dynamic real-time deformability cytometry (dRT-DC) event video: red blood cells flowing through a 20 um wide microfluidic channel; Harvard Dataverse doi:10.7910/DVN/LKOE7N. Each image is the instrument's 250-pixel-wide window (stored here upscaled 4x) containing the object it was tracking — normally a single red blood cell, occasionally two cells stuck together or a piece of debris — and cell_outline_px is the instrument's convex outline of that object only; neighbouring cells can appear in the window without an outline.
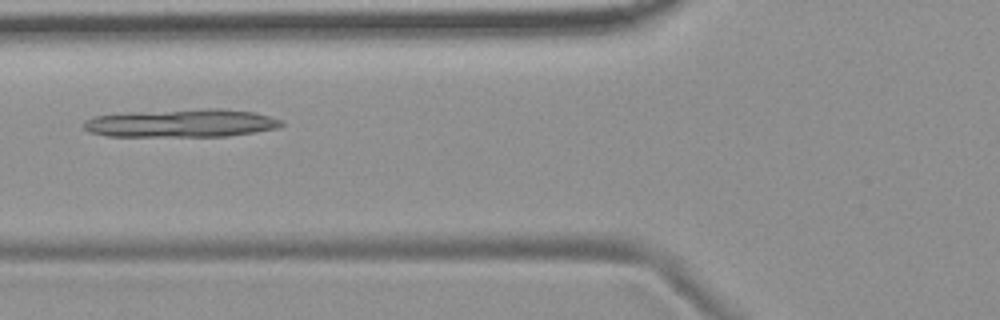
{"species": "common noctule bat (a hibernating species)", "species_latin": "Nyctalus noctula", "temperature_condition": "room temperature", "stored_images_in_passage": 5, "camera_frame_rate_fps": 3000, "um_per_image_px": 0.085, "animal": {"sex": "female", "body_mass_g": 19.9}, "frame": {"image": 1, "passage_image": 3, "time_ms": 2.333, "image_size_px": [1000, 320], "cell_outline_px": [[284, 124], [280, 128], [256, 132], [228, 136], [104, 136], [88, 132], [84, 128], [84, 120], [96, 116], [128, 112], [204, 108], [224, 108], [256, 112], [284, 120]], "centroid_in_image_um": [15.49, 10.46], "position_along_channel_um": 110.3, "area_um2": 32.89}}
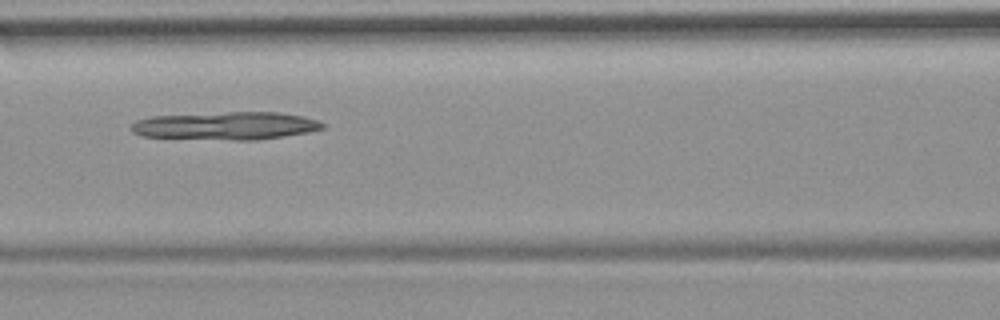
{"frame": {"image": 2, "passage_image": 4, "time_ms": 3.333, "image_size_px": [1000, 320], "cell_outline_px": [[324, 128], [308, 132], [256, 140], [236, 140], [140, 136], [132, 132], [132, 124], [136, 120], [152, 116], [228, 112], [276, 112], [304, 116], [320, 120], [324, 124]], "centroid_in_image_um": [19.22, 10.68], "position_along_channel_um": 147.4, "area_um2": 30.98}}
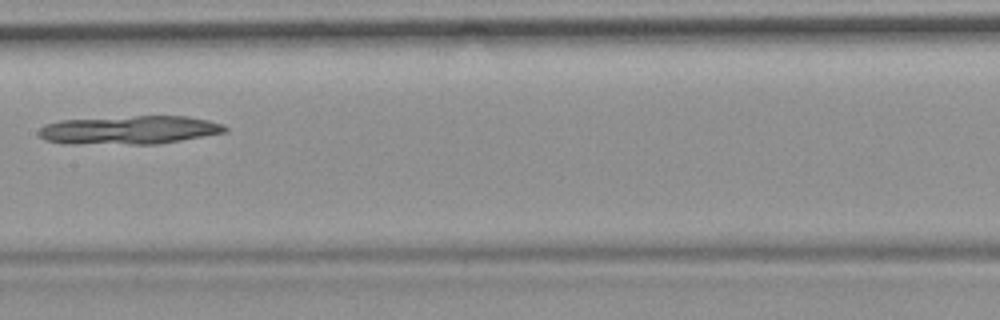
{"frame": {"image": 3, "passage_image": 5, "time_ms": 4.667, "image_size_px": [1000, 320], "cell_outline_px": [[228, 132], [156, 144], [64, 144], [44, 140], [36, 132], [44, 124], [60, 120], [136, 116], [188, 116], [208, 120], [224, 124], [228, 128]], "centroid_in_image_um": [10.97, 11.05], "position_along_channel_um": 196.4, "area_um2": 31.21}}